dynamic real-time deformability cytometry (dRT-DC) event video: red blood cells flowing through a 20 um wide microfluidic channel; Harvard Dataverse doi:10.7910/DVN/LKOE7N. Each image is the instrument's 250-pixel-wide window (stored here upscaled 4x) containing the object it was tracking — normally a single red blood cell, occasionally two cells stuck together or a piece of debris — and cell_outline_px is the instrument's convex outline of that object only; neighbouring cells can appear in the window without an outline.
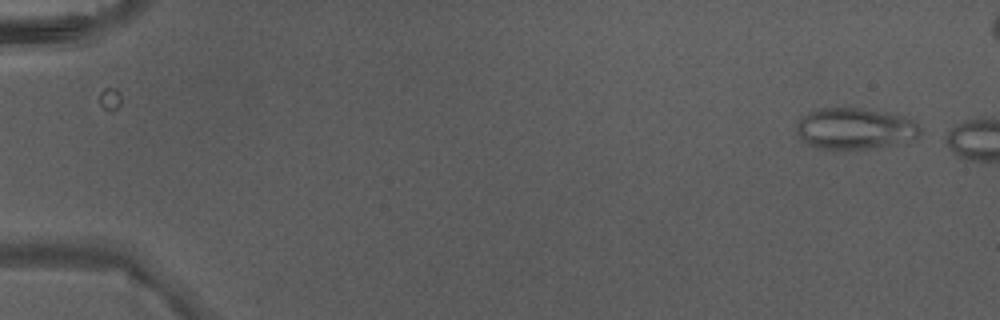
{"species": "Egyptian fruit bat (a non-hibernating species)", "species_latin": "Rousettus aegyptiacus", "temperature_condition": "warm", "stored_images_in_passage": 5, "camera_frame_rate_fps": 3000, "um_per_image_px": 0.085, "animal": {"sex": "male"}, "frame": {"image": 1, "passage_image": 1, "time_ms": 0.0, "image_size_px": [1000, 320], "cell_outline_px": [[920, 132], [916, 140], [844, 152], [816, 148], [808, 144], [796, 132], [796, 124], [808, 112], [816, 108], [860, 108], [896, 112], [912, 120], [920, 128]], "centroid_in_image_um": [72.67, 10.94], "position_along_channel_um": 12.3, "area_um2": 30.52}}